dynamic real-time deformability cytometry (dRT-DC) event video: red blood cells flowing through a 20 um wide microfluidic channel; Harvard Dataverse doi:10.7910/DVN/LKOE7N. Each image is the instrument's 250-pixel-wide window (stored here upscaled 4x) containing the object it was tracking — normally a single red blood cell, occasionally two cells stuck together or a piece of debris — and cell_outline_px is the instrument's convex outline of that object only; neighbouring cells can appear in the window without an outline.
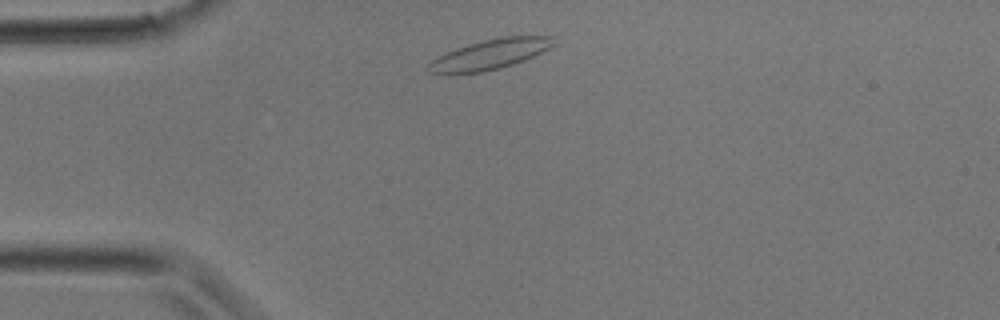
{"species": "common noctule bat (a hibernating species)", "species_latin": "Nyctalus noctula", "temperature_condition": "room temperature", "stored_images_in_passage": 27, "camera_frame_rate_fps": 3000, "um_per_image_px": 0.085, "animal": {"sex": "male", "body_mass_g": 17.9}, "frame": {"image": 1, "passage_image": 2, "time_ms": 0.333, "image_size_px": [1000, 320], "cell_outline_px": [[556, 44], [524, 60], [500, 68], [484, 72], [448, 76], [428, 72], [428, 64], [432, 60], [456, 48], [468, 44], [500, 36], [556, 36]], "centroid_in_image_um": [41.61, 4.65], "position_along_channel_um": 43.4, "area_um2": 22.2}}
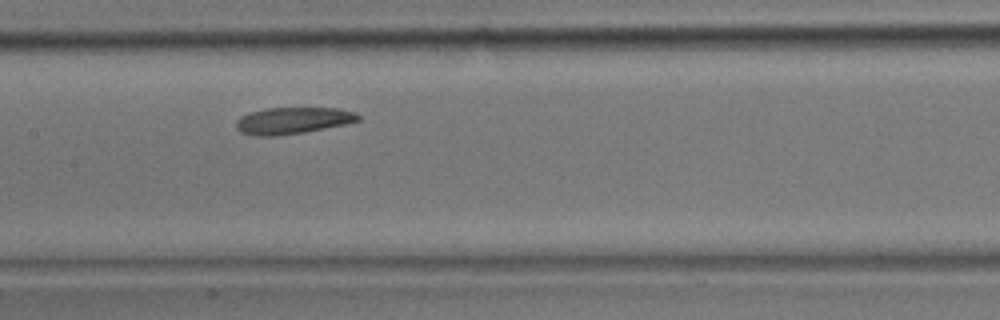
{"frame": {"image": 2, "passage_image": 10, "time_ms": 3.0, "image_size_px": [1000, 320], "cell_outline_px": [[360, 120], [344, 124], [304, 132], [276, 136], [256, 136], [240, 132], [236, 128], [236, 120], [240, 116], [264, 108], [336, 108], [356, 112], [360, 116]], "centroid_in_image_um": [24.86, 10.25], "position_along_channel_um": 182.5, "area_um2": 18.9}}
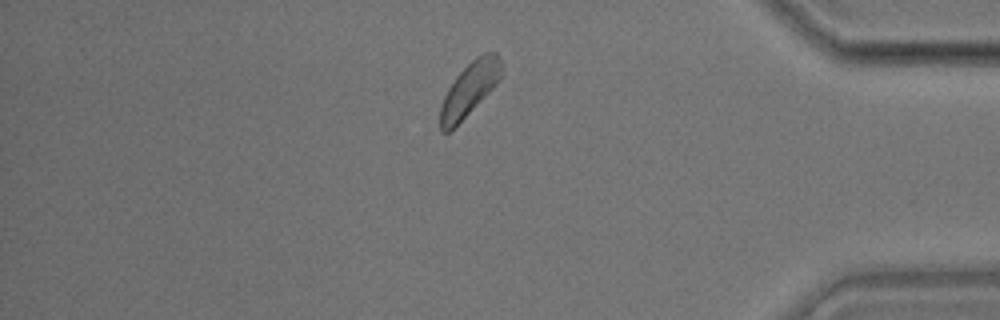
{"frame": {"image": 3, "passage_image": 22, "time_ms": 7.0, "image_size_px": [1000, 320], "cell_outline_px": [[500, 76], [496, 84], [452, 132], [440, 132], [440, 104], [448, 88], [456, 76], [476, 56], [484, 52], [496, 52], [500, 60]], "centroid_in_image_um": [39.85, 7.63], "position_along_channel_um": 395.3, "area_um2": 19.02}}